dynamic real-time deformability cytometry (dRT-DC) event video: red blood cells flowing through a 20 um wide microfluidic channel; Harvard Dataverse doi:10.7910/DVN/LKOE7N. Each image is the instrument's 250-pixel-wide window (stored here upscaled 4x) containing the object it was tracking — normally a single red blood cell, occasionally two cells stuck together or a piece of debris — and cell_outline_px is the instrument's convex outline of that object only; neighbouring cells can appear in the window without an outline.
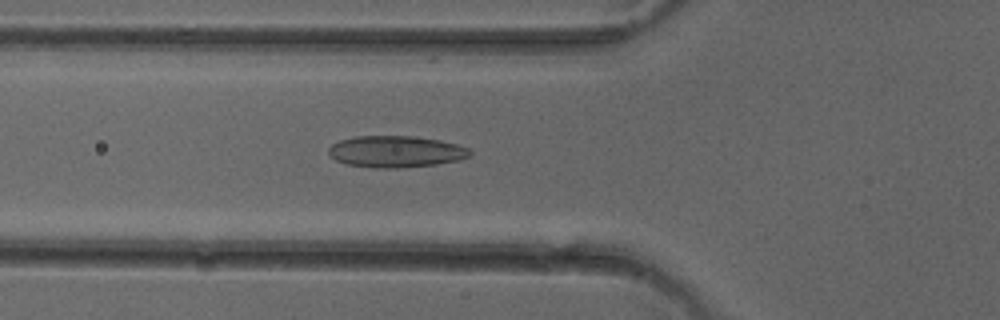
{"species": "common noctule bat (a hibernating species)", "species_latin": "Nyctalus noctula", "temperature_condition": "cold", "stored_images_in_passage": 50, "camera_frame_rate_fps": 3000, "um_per_image_px": 0.085, "animal": {"sex": "female"}, "frame": {"image": 1, "passage_image": 18, "time_ms": 5.667, "image_size_px": [1000, 320], "cell_outline_px": [[472, 156], [460, 160], [436, 164], [400, 168], [376, 168], [348, 164], [336, 160], [328, 152], [328, 148], [332, 144], [340, 140], [356, 136], [412, 136], [440, 140], [456, 144], [468, 148], [472, 152]], "centroid_in_image_um": [33.67, 12.88], "position_along_channel_um": 92.1, "area_um2": 26.01}}
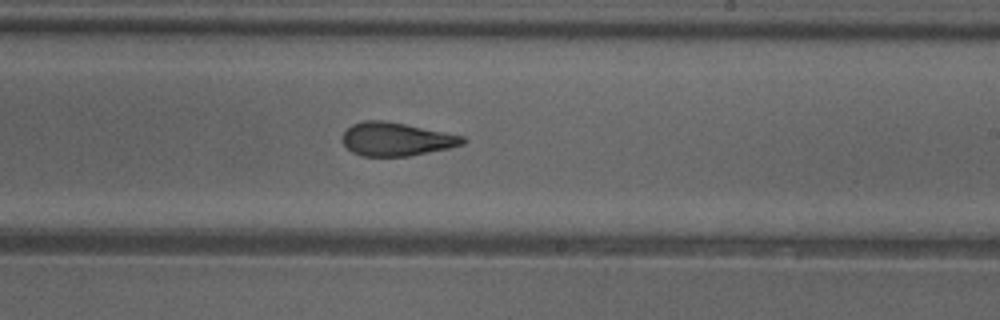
{"frame": {"image": 2, "passage_image": 30, "time_ms": 9.667, "image_size_px": [1000, 320], "cell_outline_px": [[468, 140], [464, 144], [448, 148], [408, 156], [360, 156], [352, 152], [340, 140], [344, 132], [352, 124], [364, 120], [384, 120], [464, 136]], "centroid_in_image_um": [33.66, 11.83], "position_along_channel_um": 255.3, "area_um2": 23.35}}
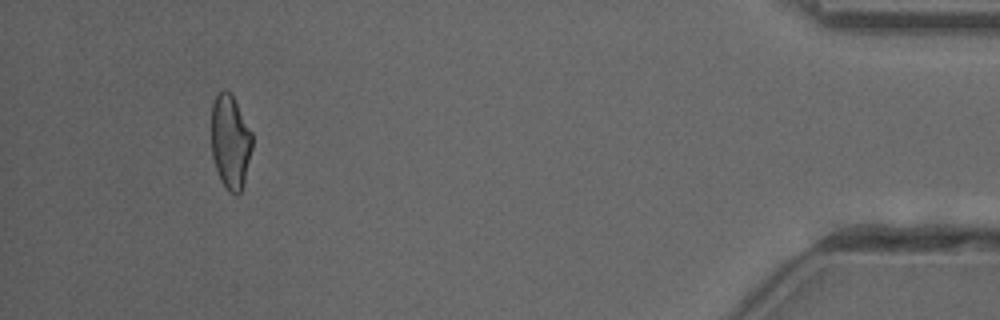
{"frame": {"image": 3, "passage_image": 47, "time_ms": 15.333, "image_size_px": [1000, 320], "cell_outline_px": [[252, 148], [244, 184], [240, 192], [236, 196], [228, 192], [220, 180], [212, 156], [212, 104], [216, 96], [224, 88], [232, 96], [252, 132]], "centroid_in_image_um": [19.58, 12.11], "position_along_channel_um": 415.6, "area_um2": 22.31}, "authors_computed_cell_mechanics": {"area_um2": 24.1026, "velocity_mm_per_s": 4.0621, "shape_relaxation_time_tau1_ms": null, "shape_relaxation_time_tau2_ms": 1.8634, "deformation_change_tau1": null, "deformation_change_tau2": 0.0938}}